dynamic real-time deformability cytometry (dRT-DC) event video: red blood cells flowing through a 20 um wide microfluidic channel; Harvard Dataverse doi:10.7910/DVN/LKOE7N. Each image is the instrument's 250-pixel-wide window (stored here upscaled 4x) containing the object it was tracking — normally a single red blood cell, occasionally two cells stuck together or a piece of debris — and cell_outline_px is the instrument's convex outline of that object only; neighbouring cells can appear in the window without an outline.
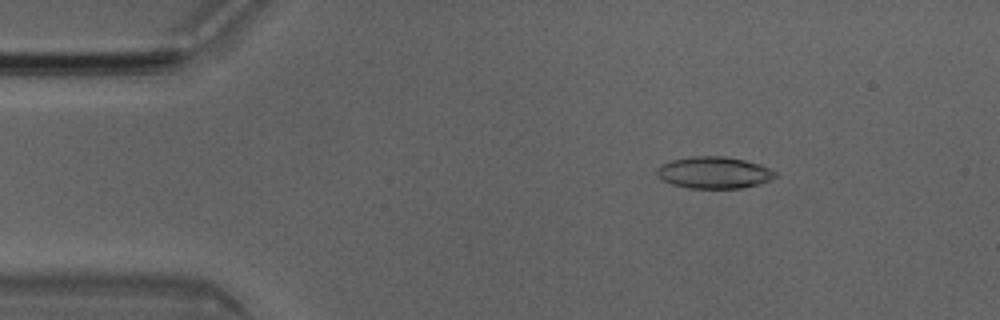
{"species": "Egyptian fruit bat (a non-hibernating species)", "species_latin": "Rousettus aegyptiacus", "temperature_condition": "room temperature", "stored_images_in_passage": 50, "camera_frame_rate_fps": 3000, "um_per_image_px": 0.085, "animal": {"sex": "male"}, "frame": {"image": 1, "passage_image": 7, "time_ms": 2.0, "image_size_px": [1000, 320], "cell_outline_px": [[776, 176], [772, 180], [740, 188], [688, 188], [672, 184], [664, 180], [656, 172], [656, 168], [660, 164], [672, 160], [692, 156], [724, 156], [744, 160], [760, 164], [772, 168], [776, 172]], "centroid_in_image_um": [60.71, 14.66], "position_along_channel_um": 24.3, "area_um2": 21.91}}
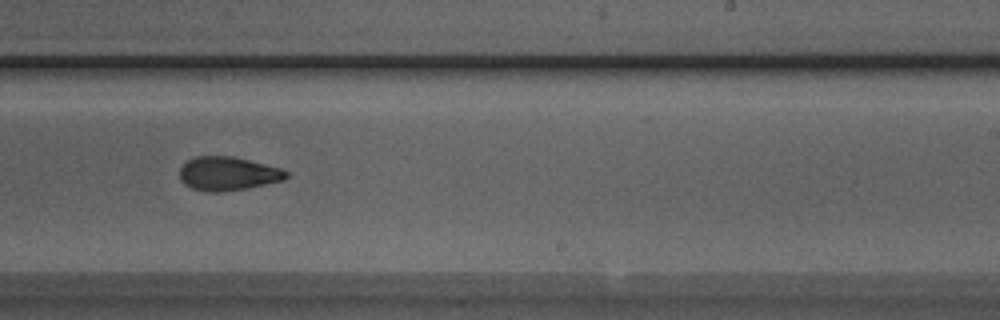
{"frame": {"image": 2, "passage_image": 30, "time_ms": 9.667, "image_size_px": [1000, 320], "cell_outline_px": [[292, 176], [284, 180], [248, 188], [220, 192], [208, 192], [192, 188], [184, 184], [180, 180], [180, 168], [188, 160], [196, 156], [232, 156], [280, 168], [292, 172]], "centroid_in_image_um": [19.41, 14.77], "position_along_channel_um": 269.6, "area_um2": 21.1}}
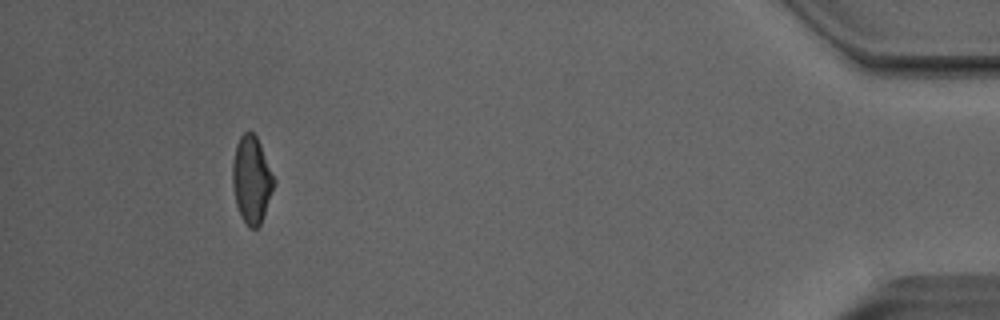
{"frame": {"image": 3, "passage_image": 46, "time_ms": 15.0, "image_size_px": [1000, 320], "cell_outline_px": [[276, 180], [260, 224], [256, 228], [248, 228], [240, 216], [236, 204], [232, 184], [232, 164], [236, 144], [240, 136], [244, 132], [252, 132], [256, 136], [260, 144]], "centroid_in_image_um": [21.37, 15.27], "position_along_channel_um": 413.8, "area_um2": 20.92}, "authors_computed_cell_mechanics": {"area_um2": 21.4727, "velocity_mm_per_s": 4.0419, "shape_relaxation_time_tau1_ms": 6.9378, "shape_relaxation_time_tau2_ms": 4.8189, "deformation_change_tau1": 0.1921, "deformation_change_tau2": 0.1301}}